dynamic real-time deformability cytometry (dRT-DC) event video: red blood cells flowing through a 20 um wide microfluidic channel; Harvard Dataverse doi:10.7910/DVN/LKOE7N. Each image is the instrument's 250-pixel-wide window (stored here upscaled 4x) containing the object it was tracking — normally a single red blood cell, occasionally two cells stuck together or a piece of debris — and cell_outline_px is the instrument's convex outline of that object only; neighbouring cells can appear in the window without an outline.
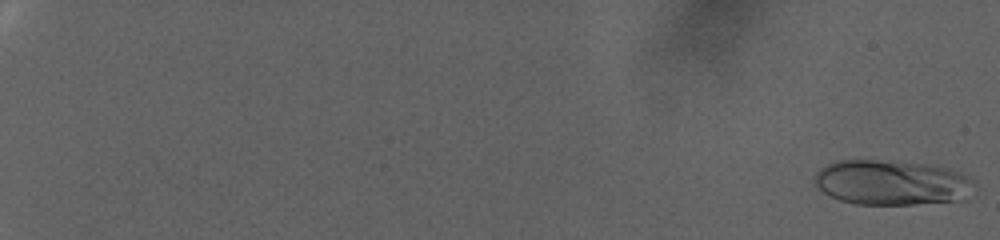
{"species": "human", "species_latin": "Homo sapiens", "temperature_condition": "warm", "stored_images_in_passage": 86, "camera_frame_rate_fps": 3000, "um_per_image_px": 0.085, "donor": {"sex": "female"}, "frame": {"image": 1, "passage_image": 1, "time_ms": 0.0, "image_size_px": [1000, 240], "cell_outline_px": [[976, 196], [968, 200], [912, 204], [856, 204], [840, 200], [824, 192], [816, 184], [816, 172], [820, 168], [836, 160], [876, 160], [928, 164], [948, 168], [960, 172], [976, 180]], "centroid_in_image_um": [75.95, 15.53], "position_along_channel_um": 9.1, "area_um2": 42.54}}
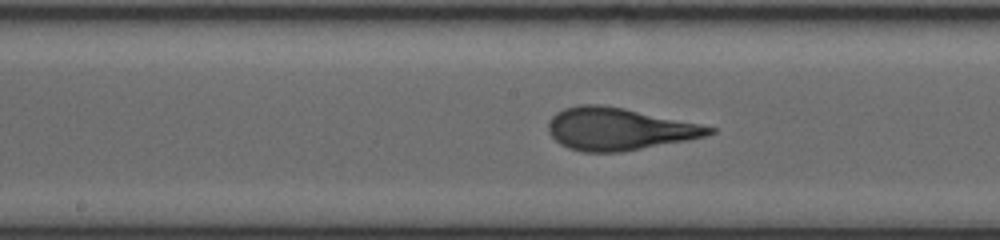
{"frame": {"image": 2, "passage_image": 52, "time_ms": 17.0, "image_size_px": [1000, 240], "cell_outline_px": [[716, 132], [704, 136], [688, 140], [620, 152], [584, 152], [568, 148], [560, 144], [548, 132], [548, 124], [552, 116], [556, 112], [564, 108], [580, 104], [600, 104], [624, 108], [700, 124], [716, 128]], "centroid_in_image_um": [52.57, 10.96], "position_along_channel_um": 195.6, "area_um2": 39.54}}
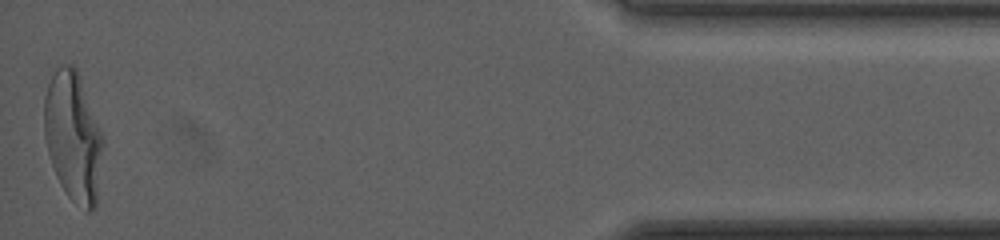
{"frame": {"image": 3, "passage_image": 86, "time_ms": 28.333, "image_size_px": [1000, 240], "cell_outline_px": [[104, 144], [96, 208], [92, 212], [88, 212], [72, 200], [68, 196], [60, 184], [56, 176], [48, 152], [44, 136], [44, 96], [48, 84], [56, 68], [60, 64], [72, 64], [76, 68], [104, 140]], "centroid_in_image_um": [6.22, 11.65], "position_along_channel_um": 429.0, "area_um2": 44.33}, "authors_computed_cell_mechanics": {"area_um2": 38.9861, "velocity_mm_per_s": 2.5985, "shape_relaxation_time_tau1_ms": 6.5705, "shape_relaxation_time_tau2_ms": null, "deformation_change_tau1": 0.2515, "deformation_change_tau2": null}}